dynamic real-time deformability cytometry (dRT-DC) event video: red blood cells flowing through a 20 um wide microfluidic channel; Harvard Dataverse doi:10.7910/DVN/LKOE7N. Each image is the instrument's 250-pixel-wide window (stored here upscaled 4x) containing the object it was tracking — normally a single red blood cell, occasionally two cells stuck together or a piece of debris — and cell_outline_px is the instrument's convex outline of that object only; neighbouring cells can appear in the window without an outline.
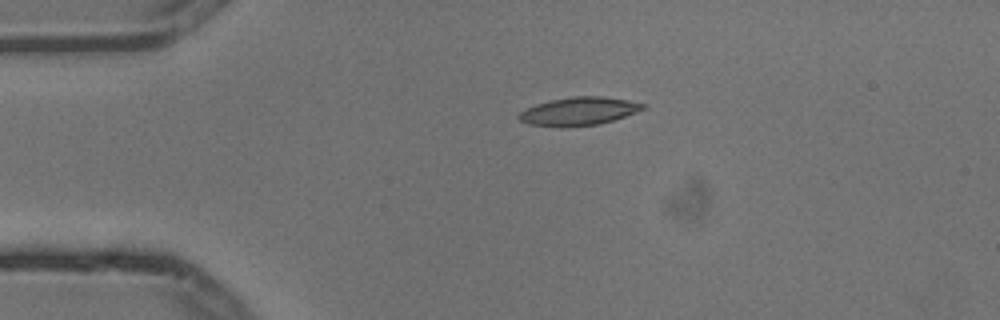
{"species": "common noctule bat (a hibernating species)", "species_latin": "Nyctalus noctula", "temperature_condition": "cold", "stored_images_in_passage": 4, "camera_frame_rate_fps": 3000, "um_per_image_px": 0.085, "animal": {"sex": "male", "body_mass_g": 13.3}, "frame": {"image": 1, "passage_image": 3, "time_ms": 0.667, "image_size_px": [1000, 320], "cell_outline_px": [[644, 108], [636, 112], [600, 124], [564, 128], [560, 128], [528, 124], [520, 120], [516, 116], [520, 112], [536, 104], [548, 100], [572, 96], [604, 96], [628, 100], [644, 104]], "centroid_in_image_um": [49.14, 9.46], "position_along_channel_um": 35.9, "area_um2": 20.52}}